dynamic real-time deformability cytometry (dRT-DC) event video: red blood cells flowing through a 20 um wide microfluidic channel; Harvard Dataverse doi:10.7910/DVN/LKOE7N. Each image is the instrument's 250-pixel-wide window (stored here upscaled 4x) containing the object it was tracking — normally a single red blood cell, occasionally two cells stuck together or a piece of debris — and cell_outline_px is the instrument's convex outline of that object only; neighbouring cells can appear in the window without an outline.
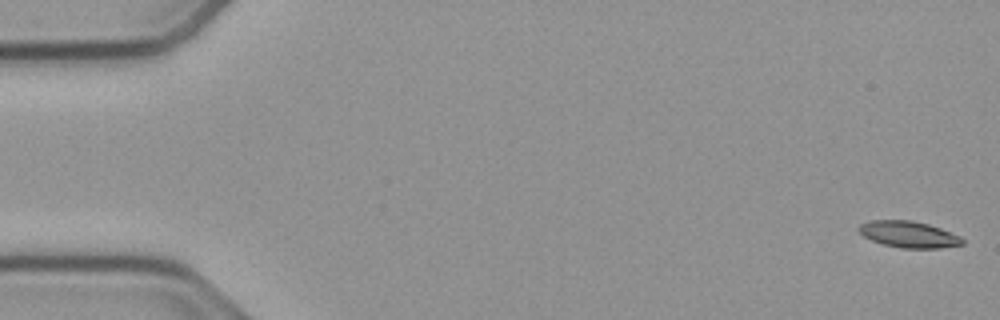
{"species": "common noctule bat (a hibernating species)", "species_latin": "Nyctalus noctula", "temperature_condition": "cold", "stored_images_in_passage": 54, "camera_frame_rate_fps": 3000, "um_per_image_px": 0.085, "animal": {"sex": "male", "body_mass_g": 23.1, "forearm_length_mm": 52.7}, "frame": {"image": 1, "passage_image": 1, "time_ms": 0.0, "image_size_px": [1000, 320], "cell_outline_px": [[964, 244], [940, 248], [900, 248], [880, 244], [864, 236], [856, 228], [860, 224], [872, 220], [912, 220], [928, 224], [940, 228], [960, 236], [964, 240]], "centroid_in_image_um": [77.23, 19.92], "position_along_channel_um": 7.8, "area_um2": 16.01}}
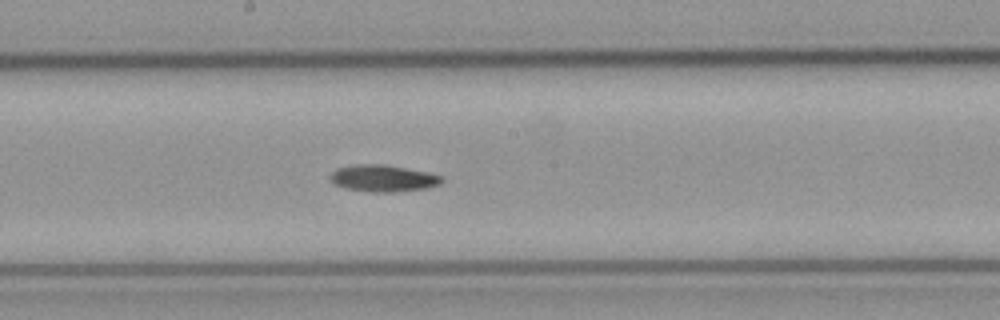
{"frame": {"image": 2, "passage_image": 29, "time_ms": 9.333, "image_size_px": [1000, 320], "cell_outline_px": [[444, 180], [440, 184], [428, 188], [396, 192], [368, 192], [344, 188], [332, 184], [328, 176], [336, 168], [356, 164], [384, 164], [428, 172], [444, 176]], "centroid_in_image_um": [32.55, 15.16], "position_along_channel_um": 215.7, "area_um2": 17.8}}
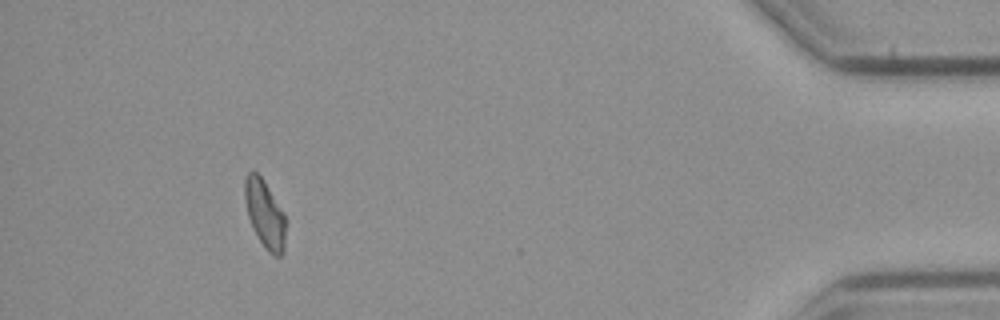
{"frame": {"image": 3, "passage_image": 50, "time_ms": 16.333, "image_size_px": [1000, 320], "cell_outline_px": [[284, 252], [280, 256], [276, 256], [268, 252], [264, 248], [256, 236], [248, 216], [244, 200], [244, 180], [248, 172], [256, 172], [264, 180], [284, 216]], "centroid_in_image_um": [22.47, 18.2], "position_along_channel_um": 412.7, "area_um2": 15.9}}